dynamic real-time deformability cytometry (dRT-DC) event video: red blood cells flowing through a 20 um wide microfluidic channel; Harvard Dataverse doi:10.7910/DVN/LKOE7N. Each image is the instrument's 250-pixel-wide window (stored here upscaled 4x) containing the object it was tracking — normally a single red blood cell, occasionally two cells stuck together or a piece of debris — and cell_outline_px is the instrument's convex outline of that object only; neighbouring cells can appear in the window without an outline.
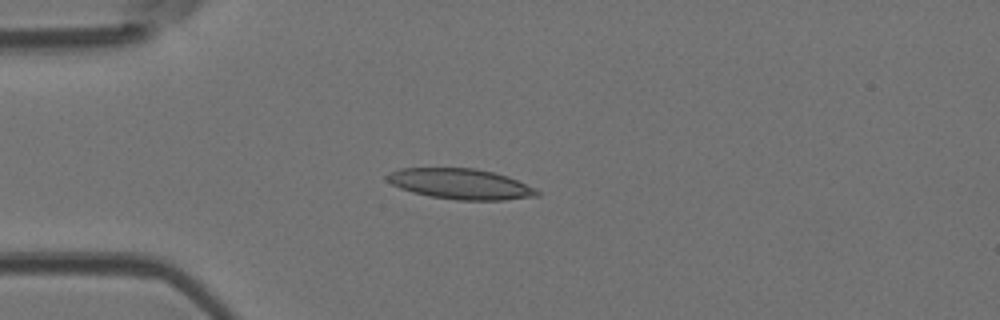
{"species": "Egyptian fruit bat (a non-hibernating species)", "species_latin": "Rousettus aegyptiacus", "temperature_condition": "room temperature", "stored_images_in_passage": 5, "camera_frame_rate_fps": 3000, "um_per_image_px": 0.085, "animal": {"sex": "female"}, "frame": {"image": 1, "passage_image": 3, "time_ms": 0.667, "image_size_px": [1000, 320], "cell_outline_px": [[540, 196], [504, 200], [456, 200], [428, 196], [412, 192], [400, 188], [384, 180], [384, 176], [400, 168], [472, 168], [492, 172], [508, 176], [536, 188], [540, 192]], "centroid_in_image_um": [39.15, 15.64], "position_along_channel_um": 45.9, "area_um2": 26.82}}
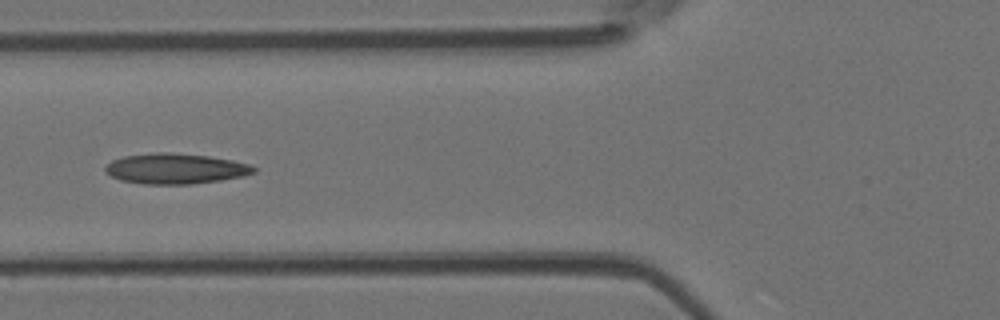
{"frame": {"image": 2, "passage_image": 5, "time_ms": 1.333, "image_size_px": [1000, 320], "cell_outline_px": [[256, 172], [244, 176], [220, 180], [192, 184], [144, 184], [120, 180], [104, 172], [104, 168], [112, 160], [124, 156], [156, 152], [168, 152], [208, 156], [232, 160], [248, 164], [256, 168]], "centroid_in_image_um": [14.9, 14.34], "position_along_channel_um": 110.9, "area_um2": 26.3}}